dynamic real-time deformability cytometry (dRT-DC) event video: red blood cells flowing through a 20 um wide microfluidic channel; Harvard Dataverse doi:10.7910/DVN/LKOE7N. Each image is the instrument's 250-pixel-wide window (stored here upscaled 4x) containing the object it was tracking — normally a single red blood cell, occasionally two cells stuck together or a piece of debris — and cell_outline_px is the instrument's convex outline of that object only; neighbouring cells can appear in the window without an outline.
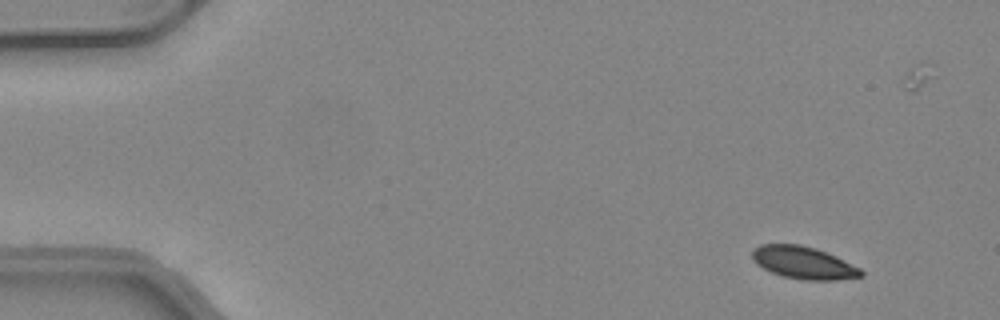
{"species": "common noctule bat (a hibernating species)", "species_latin": "Nyctalus noctula", "temperature_condition": "warm", "stored_images_in_passage": 48, "camera_frame_rate_fps": 3000, "um_per_image_px": 0.085, "animal": {"sex": "female", "body_mass_g": 24.6, "forearm_length_mm": 56.2}, "frame": {"image": 1, "passage_image": 1, "time_ms": 0.0, "image_size_px": [1000, 320], "cell_outline_px": [[864, 276], [836, 280], [804, 280], [784, 276], [772, 272], [756, 264], [752, 260], [752, 248], [760, 244], [800, 244], [816, 248], [836, 256], [860, 268], [864, 272]], "centroid_in_image_um": [68.29, 22.32], "position_along_channel_um": 16.7, "area_um2": 20.63}}
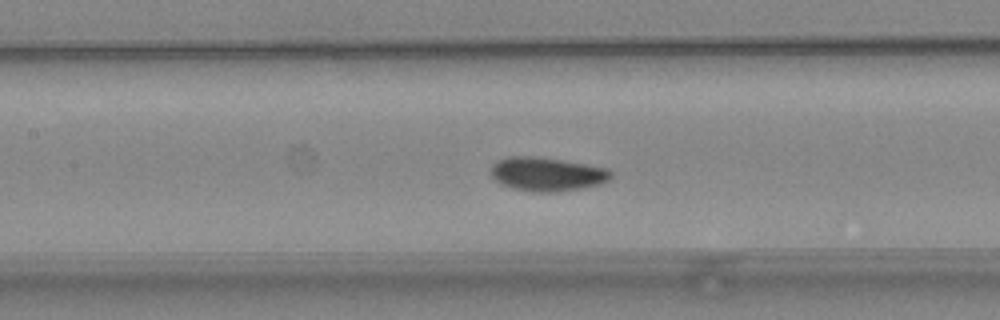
{"frame": {"image": 2, "passage_image": 20, "time_ms": 6.333, "image_size_px": [1000, 320], "cell_outline_px": [[612, 176], [608, 180], [600, 184], [584, 188], [556, 192], [532, 192], [512, 188], [500, 184], [492, 176], [492, 164], [496, 160], [508, 156], [536, 156], [608, 168], [612, 172]], "centroid_in_image_um": [46.48, 14.8], "position_along_channel_um": 160.9, "area_um2": 23.76}}
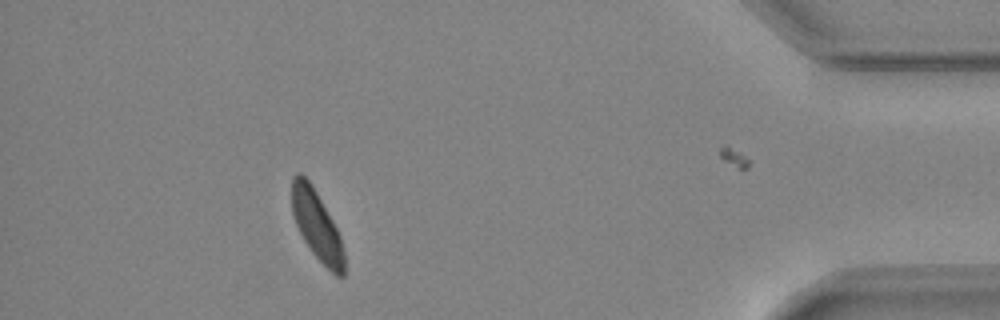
{"frame": {"image": 3, "passage_image": 42, "time_ms": 13.667, "image_size_px": [1000, 320], "cell_outline_px": [[344, 276], [336, 276], [312, 252], [304, 240], [296, 224], [292, 212], [292, 176], [296, 172], [300, 172], [308, 180], [316, 192], [332, 220], [340, 236], [344, 252]], "centroid_in_image_um": [26.92, 19.14], "position_along_channel_um": 408.3, "area_um2": 20.69}, "authors_computed_cell_mechanics": {"area_um2": 22.4553, "velocity_mm_per_s": 4.1173, "shape_relaxation_time_tau1_ms": 3.8854, "shape_relaxation_time_tau2_ms": null, "deformation_change_tau1": 0.1115, "deformation_change_tau2": null}}